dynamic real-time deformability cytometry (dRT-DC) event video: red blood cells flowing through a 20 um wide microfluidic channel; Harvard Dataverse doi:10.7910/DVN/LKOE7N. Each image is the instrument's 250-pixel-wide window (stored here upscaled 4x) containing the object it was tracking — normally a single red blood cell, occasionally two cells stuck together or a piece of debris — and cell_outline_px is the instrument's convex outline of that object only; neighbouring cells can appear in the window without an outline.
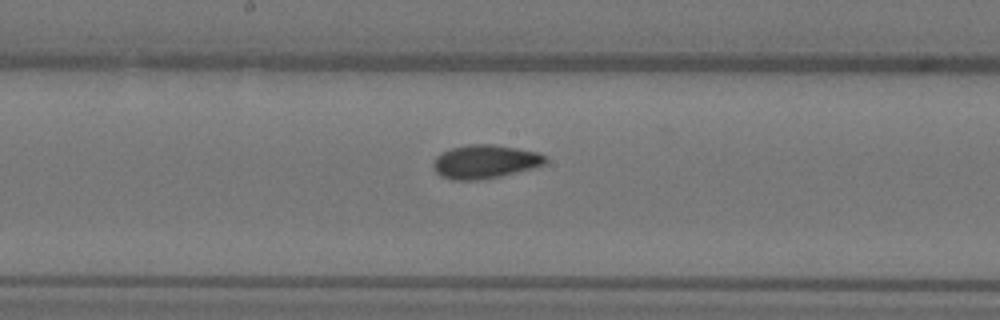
{"species": "Egyptian fruit bat (a non-hibernating species)", "species_latin": "Rousettus aegyptiacus", "temperature_condition": "warm", "stored_images_in_passage": 8, "camera_frame_rate_fps": 3000, "um_per_image_px": 0.085, "animal": {"sex": "female"}, "frame": {"image": 1, "passage_image": 8, "time_ms": 2.333, "image_size_px": [1000, 320], "cell_outline_px": [[548, 160], [544, 164], [500, 176], [480, 180], [452, 180], [440, 176], [432, 168], [432, 160], [440, 152], [452, 148], [468, 144], [492, 144], [516, 148], [536, 152], [544, 156]], "centroid_in_image_um": [41.13, 13.74], "position_along_channel_um": 207.1, "area_um2": 21.91}}